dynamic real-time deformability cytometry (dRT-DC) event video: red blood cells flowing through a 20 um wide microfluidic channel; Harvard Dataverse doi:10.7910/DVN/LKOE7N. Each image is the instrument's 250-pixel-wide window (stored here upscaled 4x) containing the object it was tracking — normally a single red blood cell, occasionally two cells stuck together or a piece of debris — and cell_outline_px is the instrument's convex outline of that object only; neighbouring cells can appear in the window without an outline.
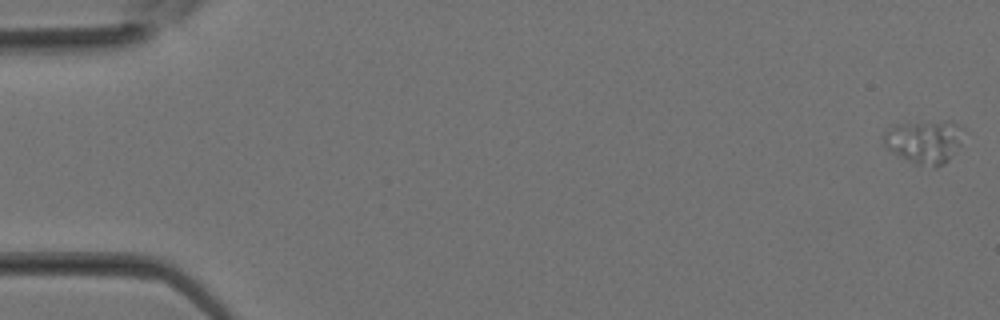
{"species": "Egyptian fruit bat (a non-hibernating species)", "species_latin": "Rousettus aegyptiacus", "temperature_condition": "room temperature", "stored_images_in_passage": 8, "camera_frame_rate_fps": 3000, "um_per_image_px": 0.085, "animal": {"sex": "female"}, "frame": {"image": 1, "passage_image": 1, "time_ms": 0.0, "image_size_px": [1000, 320], "cell_outline_px": [[968, 132], [948, 160], [944, 164], [936, 168], [916, 164], [900, 156], [888, 148], [884, 144], [884, 132], [888, 128], [896, 124], [948, 120], [960, 124]], "centroid_in_image_um": [78.65, 12.01], "position_along_channel_um": 6.3, "area_um2": 20.4}}